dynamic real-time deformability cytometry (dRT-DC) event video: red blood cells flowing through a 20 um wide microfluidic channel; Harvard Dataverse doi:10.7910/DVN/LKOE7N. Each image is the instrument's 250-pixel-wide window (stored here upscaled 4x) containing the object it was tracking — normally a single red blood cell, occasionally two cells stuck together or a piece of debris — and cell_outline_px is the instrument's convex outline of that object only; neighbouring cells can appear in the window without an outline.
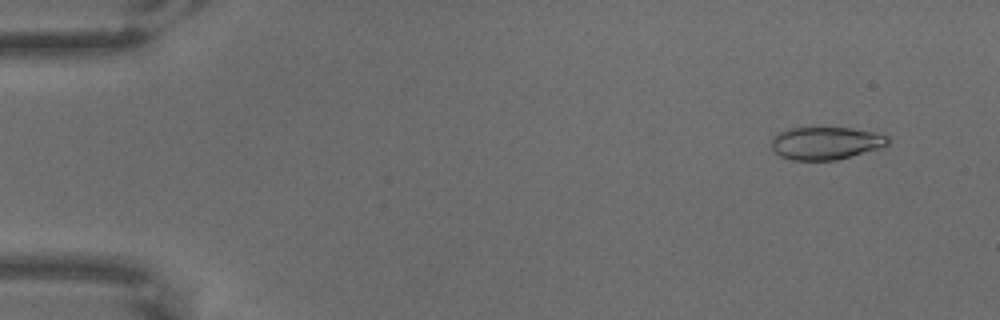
{"species": "common noctule bat (a hibernating species)", "species_latin": "Nyctalus noctula", "temperature_condition": "warm", "stored_images_in_passage": 5, "camera_frame_rate_fps": 3000, "um_per_image_px": 0.085, "animal": {"sex": "male", "body_mass_g": 18.8}, "frame": {"image": 1, "passage_image": 1, "time_ms": 0.0, "image_size_px": [1000, 320], "cell_outline_px": [[888, 144], [876, 148], [836, 160], [792, 160], [780, 156], [772, 148], [772, 136], [788, 128], [852, 128], [872, 132], [888, 136]], "centroid_in_image_um": [70.13, 12.16], "position_along_channel_um": 14.9, "area_um2": 21.79}}